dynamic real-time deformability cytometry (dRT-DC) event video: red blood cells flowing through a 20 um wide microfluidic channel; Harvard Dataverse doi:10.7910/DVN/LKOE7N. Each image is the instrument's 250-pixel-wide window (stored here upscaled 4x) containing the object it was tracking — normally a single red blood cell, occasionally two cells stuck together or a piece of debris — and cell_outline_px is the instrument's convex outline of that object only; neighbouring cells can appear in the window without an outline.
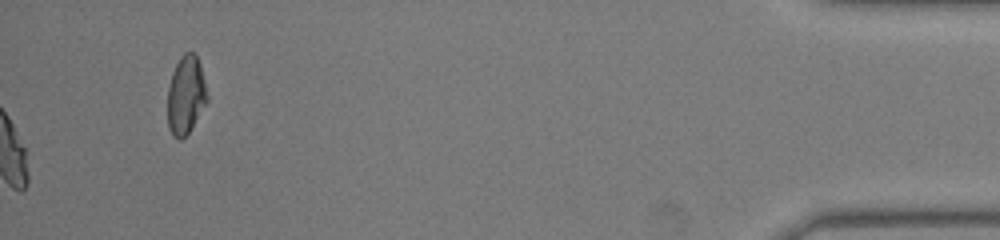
{"species": "common noctule bat (a hibernating species)", "species_latin": "Nyctalus noctula", "temperature_condition": "warm", "stored_images_in_passage": 51, "camera_frame_rate_fps": 3000, "um_per_image_px": 0.085, "animal": {"sex": "male", "body_mass_g": 19.0, "forearm_length_mm": 50.8}, "frame": {"image": 1, "passage_image": 51, "time_ms": 16.667, "image_size_px": [1000, 240], "cell_outline_px": [[208, 100], [188, 132], [180, 140], [172, 136], [168, 128], [168, 88], [172, 72], [180, 56], [184, 52], [196, 52], [200, 64], [208, 96]], "centroid_in_image_um": [15.79, 8.05], "position_along_channel_um": 419.4, "area_um2": 18.03}, "authors_computed_cell_mechanics": {"area_um2": 18.6694, "velocity_mm_per_s": 4.0839, "shape_relaxation_time_tau1_ms": 2.5733, "shape_relaxation_time_tau2_ms": null, "deformation_change_tau1": 0.1439, "deformation_change_tau2": null}}